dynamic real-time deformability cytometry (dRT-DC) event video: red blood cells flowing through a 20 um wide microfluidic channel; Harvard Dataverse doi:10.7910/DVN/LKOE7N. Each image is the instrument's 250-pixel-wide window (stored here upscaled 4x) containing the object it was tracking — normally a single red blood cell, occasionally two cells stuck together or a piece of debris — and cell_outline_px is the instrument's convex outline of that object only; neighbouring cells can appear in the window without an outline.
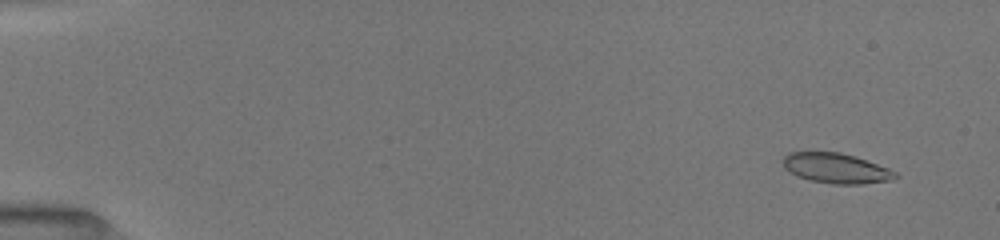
{"species": "common noctule bat (a hibernating species)", "species_latin": "Nyctalus noctula", "temperature_condition": "room temperature", "stored_images_in_passage": 52, "camera_frame_rate_fps": 3000, "um_per_image_px": 0.085, "animal": {"sex": "female", "body_mass_g": 19.5, "forearm_length_mm": 54.1}, "frame": {"image": 1, "passage_image": 4, "time_ms": 1.0, "image_size_px": [1000, 240], "cell_outline_px": [[900, 176], [892, 180], [864, 184], [832, 184], [812, 180], [796, 176], [788, 172], [784, 168], [784, 156], [788, 152], [840, 152], [888, 168], [896, 172]], "centroid_in_image_um": [71.06, 14.31], "position_along_channel_um": 13.9, "area_um2": 19.59}}
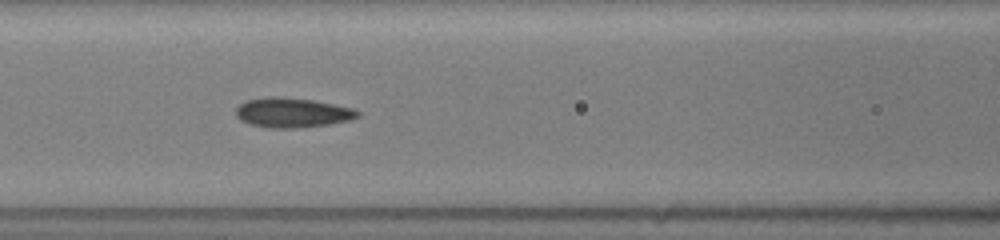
{"frame": {"image": 2, "passage_image": 24, "time_ms": 7.667, "image_size_px": [1000, 240], "cell_outline_px": [[360, 116], [348, 120], [328, 124], [292, 128], [268, 128], [252, 124], [240, 120], [236, 116], [236, 108], [244, 100], [268, 96], [280, 96], [312, 100], [356, 108], [360, 112]], "centroid_in_image_um": [24.83, 9.56], "position_along_channel_um": 141.8, "area_um2": 21.15}}
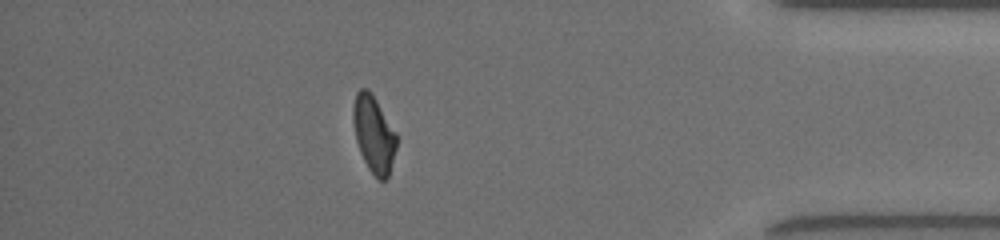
{"frame": {"image": 3, "passage_image": 46, "time_ms": 15.0, "image_size_px": [1000, 240], "cell_outline_px": [[396, 148], [388, 176], [384, 180], [380, 180], [368, 168], [360, 152], [356, 140], [352, 120], [352, 108], [356, 92], [360, 88], [368, 88], [372, 92], [396, 132]], "centroid_in_image_um": [31.75, 11.34], "position_along_channel_um": 403.5, "area_um2": 19.42}, "authors_computed_cell_mechanics": {"area_um2": 20.2011, "velocity_mm_per_s": 4.0364, "shape_relaxation_time_tau1_ms": 5.0055, "shape_relaxation_time_tau2_ms": 1.9078, "deformation_change_tau1": 0.1389, "deformation_change_tau2": 0.0668}}